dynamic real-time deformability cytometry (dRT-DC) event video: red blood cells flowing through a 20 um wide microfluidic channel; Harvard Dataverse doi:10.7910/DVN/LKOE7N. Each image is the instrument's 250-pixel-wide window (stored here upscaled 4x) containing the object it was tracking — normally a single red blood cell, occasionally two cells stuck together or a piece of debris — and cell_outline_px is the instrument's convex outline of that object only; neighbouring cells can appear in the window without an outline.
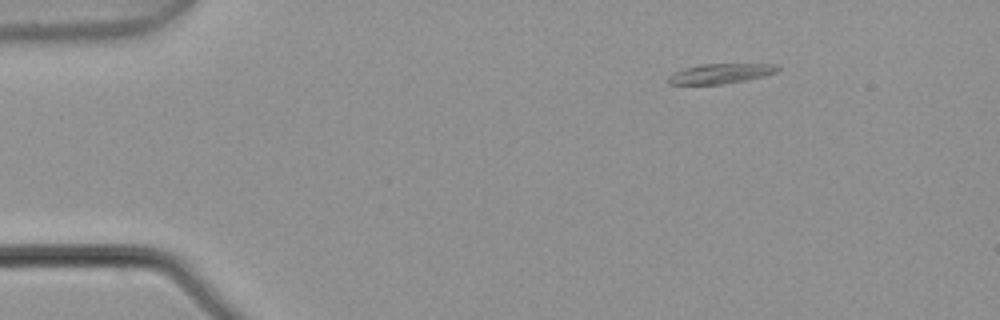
{"species": "common noctule bat (a hibernating species)", "species_latin": "Nyctalus noctula", "temperature_condition": "warm", "stored_images_in_passage": 3, "camera_frame_rate_fps": 3000, "um_per_image_px": 0.085, "animal": {"sex": "male", "body_mass_g": 21.5, "forearm_length_mm": 52.0}, "frame": {"image": 1, "passage_image": 1, "time_ms": 0.0, "image_size_px": [1000, 320], "cell_outline_px": [[780, 68], [776, 72], [764, 76], [724, 84], [668, 84], [668, 76], [672, 72], [684, 68], [700, 64], [776, 64]], "centroid_in_image_um": [61.22, 6.25], "position_along_channel_um": 23.8, "area_um2": 12.66}}
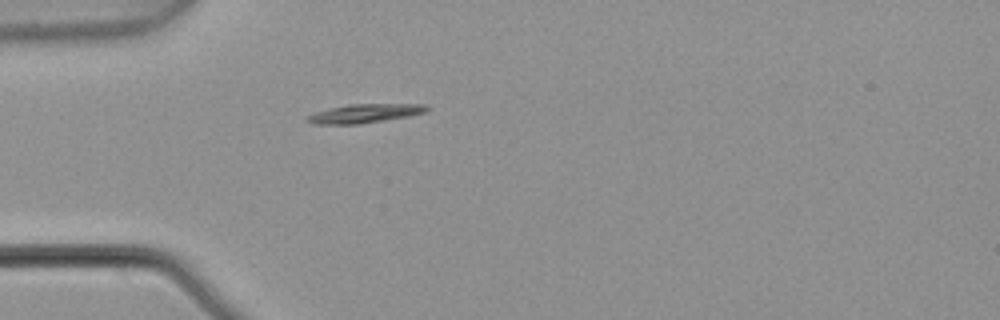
{"frame": {"image": 2, "passage_image": 3, "time_ms": 0.667, "image_size_px": [1000, 320], "cell_outline_px": [[432, 108], [424, 112], [408, 116], [360, 124], [312, 124], [308, 120], [308, 116], [316, 112], [328, 108], [348, 104], [424, 104]], "centroid_in_image_um": [31.02, 9.63], "position_along_channel_um": 54.0, "area_um2": 13.01}}